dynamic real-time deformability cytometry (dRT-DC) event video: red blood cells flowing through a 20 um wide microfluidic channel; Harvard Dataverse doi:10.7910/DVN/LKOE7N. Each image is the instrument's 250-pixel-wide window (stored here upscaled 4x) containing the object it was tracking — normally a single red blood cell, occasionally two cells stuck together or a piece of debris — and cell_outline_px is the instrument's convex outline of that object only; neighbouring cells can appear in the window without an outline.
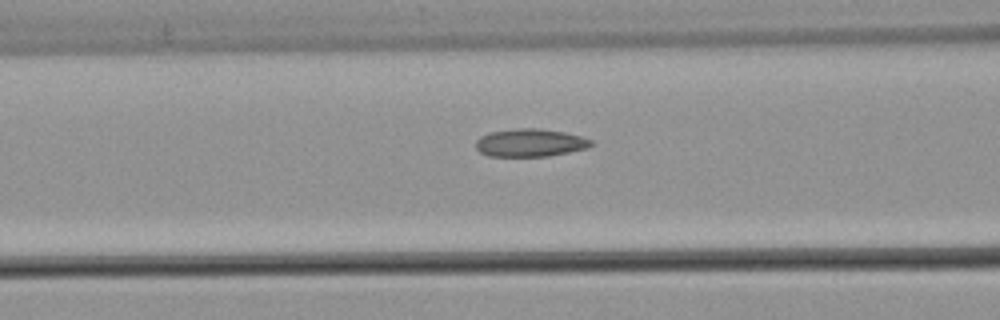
{"species": "common noctule bat (a hibernating species)", "species_latin": "Nyctalus noctula", "temperature_condition": "warm", "stored_images_in_passage": 7, "segment_of_instrument_passage": [2, 2], "camera_frame_rate_fps": 3000, "um_per_image_px": 0.085, "animal": {"sex": "male", "body_mass_g": 21.5, "forearm_length_mm": 52.0}, "frame": {"image": 1, "passage_image": 7, "time_ms": 2.0, "image_size_px": [1000, 320], "cell_outline_px": [[596, 144], [588, 148], [548, 156], [488, 156], [480, 152], [476, 148], [476, 140], [480, 136], [488, 132], [516, 128], [540, 128], [564, 132], [580, 136], [592, 140]], "centroid_in_image_um": [45.07, 12.13], "position_along_channel_um": 121.5, "area_um2": 18.9}}